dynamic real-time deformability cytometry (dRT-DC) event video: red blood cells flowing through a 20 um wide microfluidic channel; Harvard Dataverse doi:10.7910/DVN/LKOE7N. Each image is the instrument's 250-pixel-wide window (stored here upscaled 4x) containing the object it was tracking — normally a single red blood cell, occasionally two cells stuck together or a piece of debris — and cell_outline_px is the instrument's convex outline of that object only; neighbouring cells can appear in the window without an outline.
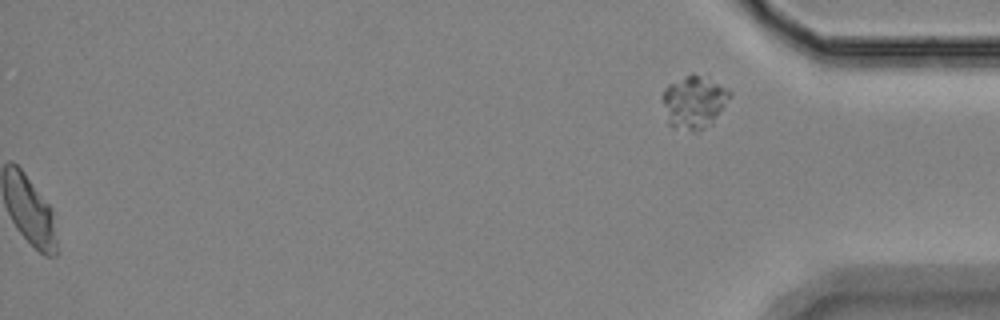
{"species": "Egyptian fruit bat (a non-hibernating species)", "species_latin": "Rousettus aegyptiacus", "temperature_condition": "room temperature", "stored_images_in_passage": 15, "segment_of_instrument_passage": [2, 2], "camera_frame_rate_fps": 3000, "um_per_image_px": 0.085, "animal": {"sex": "female"}, "frame": {"image": 1, "passage_image": 15, "time_ms": 4.667, "image_size_px": [1000, 320], "cell_outline_px": [[732, 96], [712, 124], [696, 132], [692, 132], [672, 128], [668, 124], [660, 96], [668, 84], [692, 72], [728, 88]], "centroid_in_image_um": [58.96, 8.7], "position_along_channel_um": 376.2, "area_um2": 21.1}}